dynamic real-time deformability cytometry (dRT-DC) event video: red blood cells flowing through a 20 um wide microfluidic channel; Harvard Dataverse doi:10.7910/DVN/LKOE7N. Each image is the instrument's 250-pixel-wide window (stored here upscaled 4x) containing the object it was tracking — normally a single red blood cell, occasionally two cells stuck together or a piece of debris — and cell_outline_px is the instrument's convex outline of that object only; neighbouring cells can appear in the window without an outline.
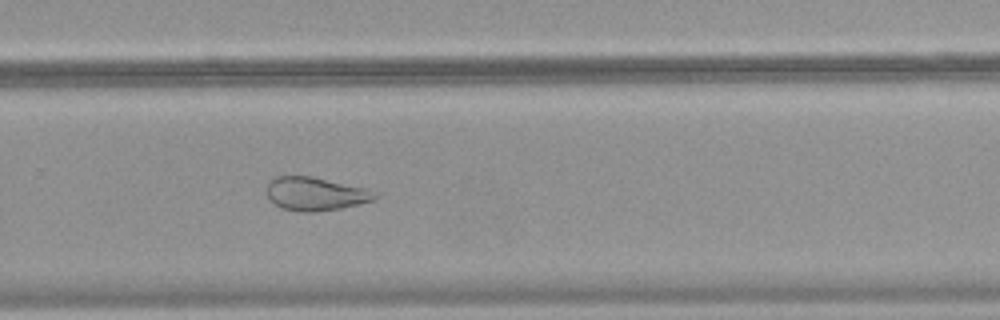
{"species": "common noctule bat (a hibernating species)", "species_latin": "Nyctalus noctula", "temperature_condition": "warm", "stored_images_in_passage": 51, "camera_frame_rate_fps": 3000, "um_per_image_px": 0.085, "animal": {"sex": "female", "body_mass_g": 18.4}, "frame": {"image": 1, "passage_image": 35, "time_ms": 11.333, "image_size_px": [1000, 320], "cell_outline_px": [[380, 196], [376, 200], [340, 208], [316, 212], [300, 212], [280, 208], [268, 196], [268, 184], [276, 176], [312, 176], [364, 188]], "centroid_in_image_um": [26.82, 16.49], "position_along_channel_um": 303.0, "area_um2": 20.81}}
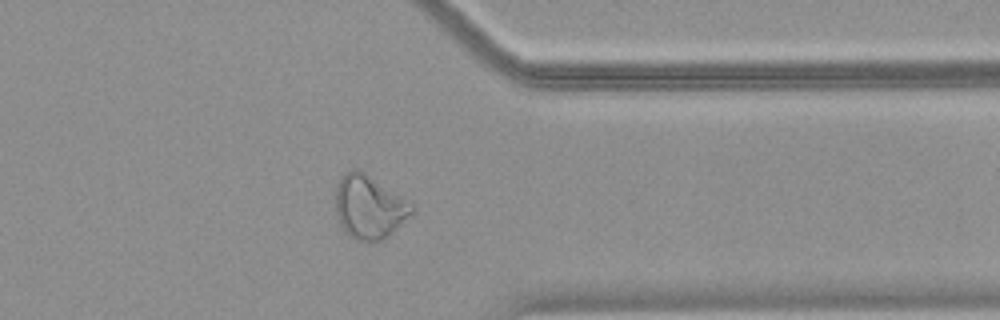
{"frame": {"image": 2, "passage_image": 41, "time_ms": 13.333, "image_size_px": [1000, 320], "cell_outline_px": [[416, 208], [384, 240], [356, 240], [348, 236], [344, 232], [340, 224], [336, 212], [336, 184], [344, 172], [352, 168], [356, 168], [364, 172], [412, 200]], "centroid_in_image_um": [31.39, 17.55], "position_along_channel_um": 380.0, "area_um2": 28.55}}
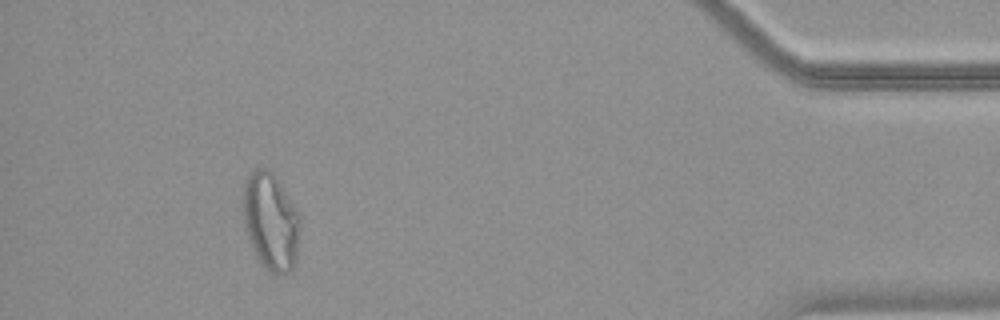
{"frame": {"image": 3, "passage_image": 47, "time_ms": 15.333, "image_size_px": [1000, 320], "cell_outline_px": [[300, 228], [296, 260], [292, 268], [288, 272], [280, 276], [272, 272], [260, 264], [256, 256], [248, 236], [244, 224], [240, 196], [244, 180], [248, 172], [256, 168], [268, 168], [276, 176], [300, 212]], "centroid_in_image_um": [22.99, 18.76], "position_along_channel_um": 412.2, "area_um2": 33.35}}